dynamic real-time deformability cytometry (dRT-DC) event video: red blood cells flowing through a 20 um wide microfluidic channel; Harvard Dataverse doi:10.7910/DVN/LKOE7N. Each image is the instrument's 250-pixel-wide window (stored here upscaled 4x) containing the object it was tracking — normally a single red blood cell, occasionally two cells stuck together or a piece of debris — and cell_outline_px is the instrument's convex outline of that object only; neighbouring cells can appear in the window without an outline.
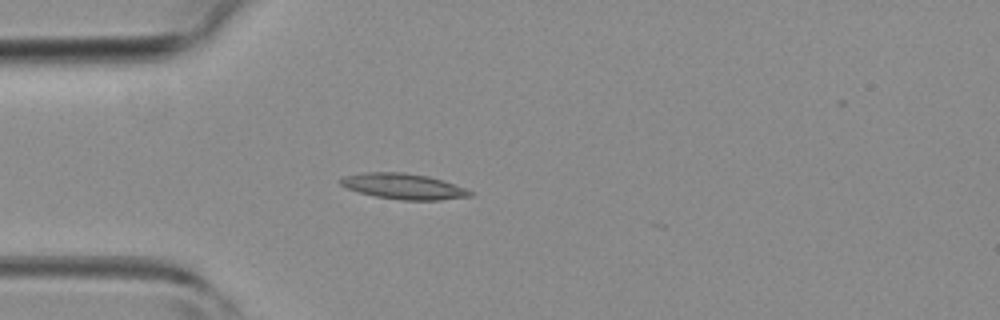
{"species": "common noctule bat (a hibernating species)", "species_latin": "Nyctalus noctula", "temperature_condition": "room temperature", "stored_images_in_passage": 3, "camera_frame_rate_fps": 3000, "um_per_image_px": 0.085, "animal": {"sex": "female", "body_mass_g": 19.3, "forearm_length_mm": 54.1}, "frame": {"image": 1, "passage_image": 3, "time_ms": 2.333, "image_size_px": [1000, 320], "cell_outline_px": [[476, 192], [472, 196], [440, 200], [400, 200], [376, 196], [344, 188], [336, 180], [344, 176], [364, 172], [404, 172], [428, 176]], "centroid_in_image_um": [34.26, 15.84], "position_along_channel_um": 50.7, "area_um2": 19.42}}